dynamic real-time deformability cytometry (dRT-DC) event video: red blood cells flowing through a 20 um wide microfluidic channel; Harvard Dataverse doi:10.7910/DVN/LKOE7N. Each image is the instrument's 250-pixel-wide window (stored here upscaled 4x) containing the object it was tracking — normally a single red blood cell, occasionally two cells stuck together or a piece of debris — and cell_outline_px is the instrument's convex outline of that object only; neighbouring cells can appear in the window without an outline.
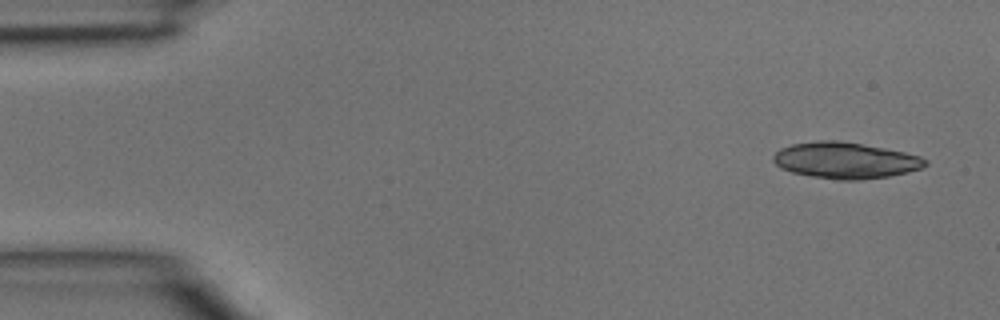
{"species": "common noctule bat (a hibernating species)", "species_latin": "Nyctalus noctula", "temperature_condition": "room temperature", "stored_images_in_passage": 3, "camera_frame_rate_fps": 3000, "um_per_image_px": 0.085, "animal": {"sex": "male", "body_mass_g": 15.6}, "frame": {"image": 1, "passage_image": 1, "time_ms": 0.0, "image_size_px": [1000, 320], "cell_outline_px": [[928, 164], [920, 168], [908, 172], [888, 176], [860, 180], [840, 180], [812, 176], [792, 172], [780, 168], [772, 160], [772, 156], [780, 148], [792, 144], [820, 140], [836, 140], [884, 148], [904, 152], [920, 156], [928, 160]], "centroid_in_image_um": [71.84, 13.63], "position_along_channel_um": 13.2, "area_um2": 31.96}}